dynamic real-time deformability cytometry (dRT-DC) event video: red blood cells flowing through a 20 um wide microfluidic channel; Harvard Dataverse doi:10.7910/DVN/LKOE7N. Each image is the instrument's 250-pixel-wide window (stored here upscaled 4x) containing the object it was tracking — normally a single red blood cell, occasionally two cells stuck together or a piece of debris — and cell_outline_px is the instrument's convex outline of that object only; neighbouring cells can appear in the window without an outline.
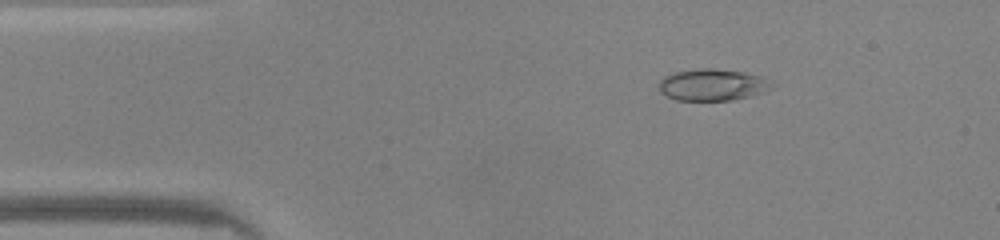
{"species": "common noctule bat (a hibernating species)", "species_latin": "Nyctalus noctula", "temperature_condition": "warm", "stored_images_in_passage": 47, "camera_frame_rate_fps": 3000, "um_per_image_px": 0.085, "animal": {"sex": "male", "body_mass_g": 20.0, "forearm_length_mm": 53.3}, "frame": {"image": 1, "passage_image": 7, "time_ms": 2.0, "image_size_px": [1000, 240], "cell_outline_px": [[780, 84], [764, 92], [732, 100], [676, 100], [660, 92], [660, 80], [664, 76], [676, 72], [700, 68], [712, 68], [744, 72], [760, 76], [772, 80]], "centroid_in_image_um": [60.64, 7.2], "position_along_channel_um": 24.4, "area_um2": 20.98}}
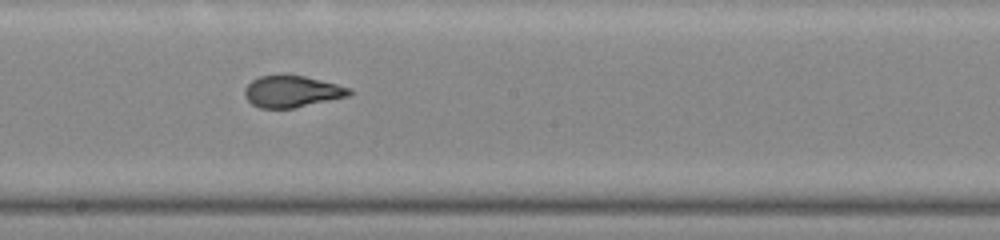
{"frame": {"image": 2, "passage_image": 25, "time_ms": 8.0, "image_size_px": [1000, 240], "cell_outline_px": [[352, 96], [292, 108], [260, 108], [252, 104], [244, 96], [244, 88], [252, 80], [260, 76], [280, 72], [304, 76], [352, 88]], "centroid_in_image_um": [24.81, 7.75], "position_along_channel_um": 223.4, "area_um2": 19.77}}
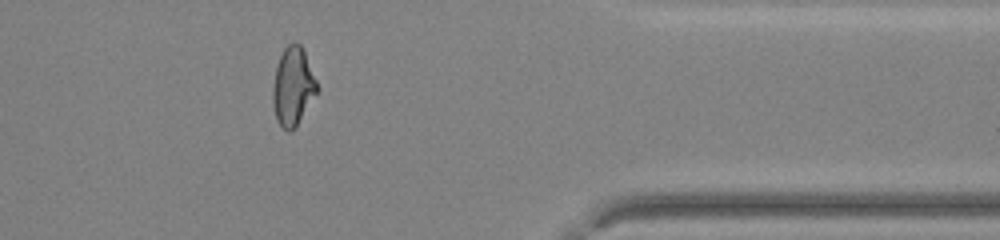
{"frame": {"image": 3, "passage_image": 38, "time_ms": 12.333, "image_size_px": [1000, 240], "cell_outline_px": [[320, 88], [296, 128], [292, 132], [288, 132], [276, 120], [272, 100], [272, 88], [276, 64], [284, 48], [288, 44], [300, 44], [304, 52]], "centroid_in_image_um": [24.9, 7.4], "position_along_channel_um": 386.5, "area_um2": 20.35}, "authors_computed_cell_mechanics": {"area_um2": 20.3456, "velocity_mm_per_s": 4.2813, "shape_relaxation_time_tau1_ms": 11.2334, "shape_relaxation_time_tau2_ms": null, "deformation_change_tau1": 0.3558, "deformation_change_tau2": null}}